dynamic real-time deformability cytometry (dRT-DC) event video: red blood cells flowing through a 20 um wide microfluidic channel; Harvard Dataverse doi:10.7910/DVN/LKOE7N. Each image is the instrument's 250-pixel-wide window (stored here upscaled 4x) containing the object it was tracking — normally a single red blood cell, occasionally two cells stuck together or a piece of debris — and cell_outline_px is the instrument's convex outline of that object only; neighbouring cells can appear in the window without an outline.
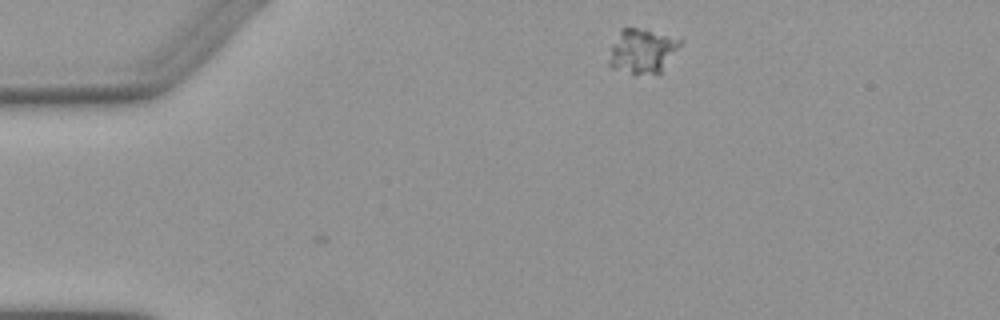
{"species": "Egyptian fruit bat (a non-hibernating species)", "species_latin": "Rousettus aegyptiacus", "temperature_condition": "warm", "stored_images_in_passage": 3, "camera_frame_rate_fps": 3000, "um_per_image_px": 0.085, "animal": {"sex": "female"}, "frame": {"image": 1, "passage_image": 1, "time_ms": 0.0, "image_size_px": [1000, 320], "cell_outline_px": [[684, 40], [660, 72], [632, 76], [612, 68], [608, 64], [608, 60], [612, 44], [620, 28], [644, 28]], "centroid_in_image_um": [54.55, 4.34], "position_along_channel_um": 30.5, "area_um2": 18.73}}